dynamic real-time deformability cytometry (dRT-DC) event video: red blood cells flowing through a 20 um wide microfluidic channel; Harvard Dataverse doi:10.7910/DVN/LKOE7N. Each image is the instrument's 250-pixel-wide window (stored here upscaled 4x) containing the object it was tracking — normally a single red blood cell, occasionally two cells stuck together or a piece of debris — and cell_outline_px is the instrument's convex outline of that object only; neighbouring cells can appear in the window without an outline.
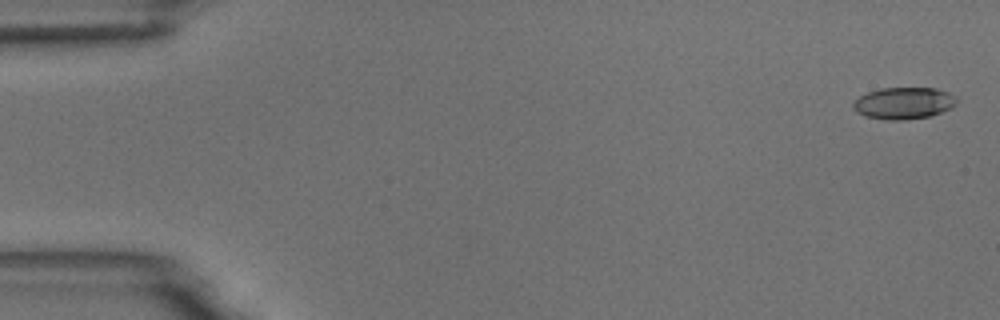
{"species": "common noctule bat (a hibernating species)", "species_latin": "Nyctalus noctula", "temperature_condition": "room temperature", "stored_images_in_passage": 53, "camera_frame_rate_fps": 3000, "um_per_image_px": 0.085, "animal": {"sex": "male", "body_mass_g": 18.8}, "frame": {"image": 1, "passage_image": 2, "time_ms": 0.333, "image_size_px": [1000, 320], "cell_outline_px": [[956, 104], [952, 108], [928, 116], [904, 120], [884, 120], [864, 116], [856, 112], [852, 108], [852, 104], [860, 96], [868, 92], [880, 88], [936, 88], [948, 92], [956, 100]], "centroid_in_image_um": [76.77, 8.77], "position_along_channel_um": 8.2, "area_um2": 19.13}}
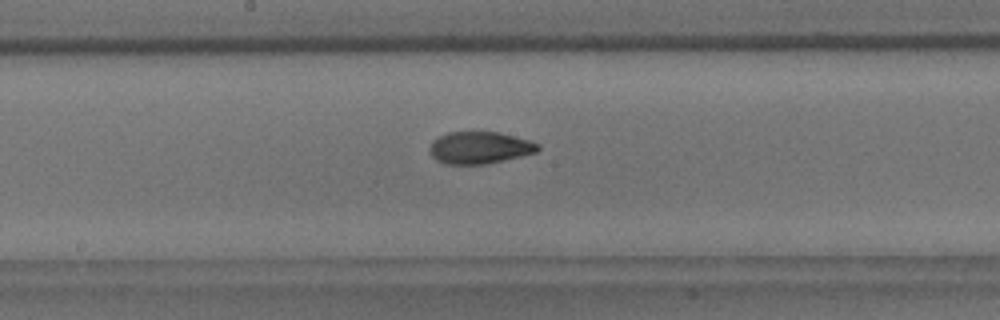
{"frame": {"image": 2, "passage_image": 29, "time_ms": 9.333, "image_size_px": [1000, 320], "cell_outline_px": [[540, 148], [536, 152], [488, 164], [444, 164], [436, 160], [428, 152], [428, 148], [432, 140], [448, 132], [472, 128], [500, 132], [528, 140], [540, 144]], "centroid_in_image_um": [40.71, 12.5], "position_along_channel_um": 207.5, "area_um2": 21.1}}
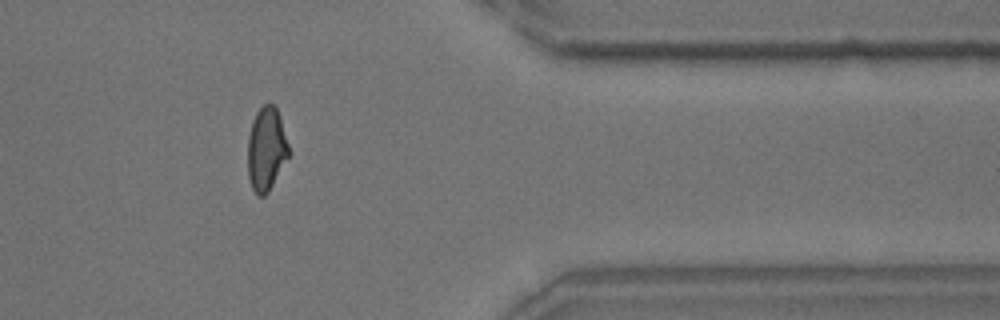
{"frame": {"image": 3, "passage_image": 45, "time_ms": 14.667, "image_size_px": [1000, 320], "cell_outline_px": [[288, 156], [268, 192], [264, 196], [256, 196], [252, 188], [248, 176], [248, 136], [252, 120], [256, 112], [264, 104], [272, 104], [276, 108], [280, 116], [288, 144]], "centroid_in_image_um": [22.61, 12.67], "position_along_channel_um": 388.8, "area_um2": 19.77}}